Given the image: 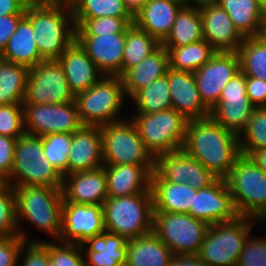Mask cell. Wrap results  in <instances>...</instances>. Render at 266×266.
I'll return each instance as SVG.
<instances>
[{
    "instance_id": "1",
    "label": "cell",
    "mask_w": 266,
    "mask_h": 266,
    "mask_svg": "<svg viewBox=\"0 0 266 266\" xmlns=\"http://www.w3.org/2000/svg\"><path fill=\"white\" fill-rule=\"evenodd\" d=\"M239 139L209 116L188 121L182 149L214 176L225 179L241 155Z\"/></svg>"
},
{
    "instance_id": "17",
    "label": "cell",
    "mask_w": 266,
    "mask_h": 266,
    "mask_svg": "<svg viewBox=\"0 0 266 266\" xmlns=\"http://www.w3.org/2000/svg\"><path fill=\"white\" fill-rule=\"evenodd\" d=\"M104 231L101 205L63 202L60 242L79 244L83 247L89 238Z\"/></svg>"
},
{
    "instance_id": "33",
    "label": "cell",
    "mask_w": 266,
    "mask_h": 266,
    "mask_svg": "<svg viewBox=\"0 0 266 266\" xmlns=\"http://www.w3.org/2000/svg\"><path fill=\"white\" fill-rule=\"evenodd\" d=\"M203 39L199 7L183 5L178 11L170 34L161 43L164 47H182Z\"/></svg>"
},
{
    "instance_id": "32",
    "label": "cell",
    "mask_w": 266,
    "mask_h": 266,
    "mask_svg": "<svg viewBox=\"0 0 266 266\" xmlns=\"http://www.w3.org/2000/svg\"><path fill=\"white\" fill-rule=\"evenodd\" d=\"M0 58L29 68L44 61L35 42L31 21L26 16L19 21Z\"/></svg>"
},
{
    "instance_id": "59",
    "label": "cell",
    "mask_w": 266,
    "mask_h": 266,
    "mask_svg": "<svg viewBox=\"0 0 266 266\" xmlns=\"http://www.w3.org/2000/svg\"><path fill=\"white\" fill-rule=\"evenodd\" d=\"M260 36L266 41V19L263 23V27H262V31H261Z\"/></svg>"
},
{
    "instance_id": "28",
    "label": "cell",
    "mask_w": 266,
    "mask_h": 266,
    "mask_svg": "<svg viewBox=\"0 0 266 266\" xmlns=\"http://www.w3.org/2000/svg\"><path fill=\"white\" fill-rule=\"evenodd\" d=\"M168 68V52L161 44L139 64L127 69L120 76L123 82L124 92L132 97L141 88L167 74Z\"/></svg>"
},
{
    "instance_id": "30",
    "label": "cell",
    "mask_w": 266,
    "mask_h": 266,
    "mask_svg": "<svg viewBox=\"0 0 266 266\" xmlns=\"http://www.w3.org/2000/svg\"><path fill=\"white\" fill-rule=\"evenodd\" d=\"M173 256L172 251L153 232L127 242L128 266H169Z\"/></svg>"
},
{
    "instance_id": "49",
    "label": "cell",
    "mask_w": 266,
    "mask_h": 266,
    "mask_svg": "<svg viewBox=\"0 0 266 266\" xmlns=\"http://www.w3.org/2000/svg\"><path fill=\"white\" fill-rule=\"evenodd\" d=\"M23 266H47L50 260L47 247L42 242H31L28 244Z\"/></svg>"
},
{
    "instance_id": "14",
    "label": "cell",
    "mask_w": 266,
    "mask_h": 266,
    "mask_svg": "<svg viewBox=\"0 0 266 266\" xmlns=\"http://www.w3.org/2000/svg\"><path fill=\"white\" fill-rule=\"evenodd\" d=\"M254 109L255 106L246 91V76L240 70L225 85L219 102L210 109V117L225 129L240 136Z\"/></svg>"
},
{
    "instance_id": "22",
    "label": "cell",
    "mask_w": 266,
    "mask_h": 266,
    "mask_svg": "<svg viewBox=\"0 0 266 266\" xmlns=\"http://www.w3.org/2000/svg\"><path fill=\"white\" fill-rule=\"evenodd\" d=\"M62 193L63 202L102 206L108 198L105 166L64 175Z\"/></svg>"
},
{
    "instance_id": "47",
    "label": "cell",
    "mask_w": 266,
    "mask_h": 266,
    "mask_svg": "<svg viewBox=\"0 0 266 266\" xmlns=\"http://www.w3.org/2000/svg\"><path fill=\"white\" fill-rule=\"evenodd\" d=\"M25 244L20 236L0 237V266H16Z\"/></svg>"
},
{
    "instance_id": "44",
    "label": "cell",
    "mask_w": 266,
    "mask_h": 266,
    "mask_svg": "<svg viewBox=\"0 0 266 266\" xmlns=\"http://www.w3.org/2000/svg\"><path fill=\"white\" fill-rule=\"evenodd\" d=\"M24 124L23 104L0 105V135L18 139L25 133Z\"/></svg>"
},
{
    "instance_id": "58",
    "label": "cell",
    "mask_w": 266,
    "mask_h": 266,
    "mask_svg": "<svg viewBox=\"0 0 266 266\" xmlns=\"http://www.w3.org/2000/svg\"><path fill=\"white\" fill-rule=\"evenodd\" d=\"M9 185L7 177L0 173V192Z\"/></svg>"
},
{
    "instance_id": "45",
    "label": "cell",
    "mask_w": 266,
    "mask_h": 266,
    "mask_svg": "<svg viewBox=\"0 0 266 266\" xmlns=\"http://www.w3.org/2000/svg\"><path fill=\"white\" fill-rule=\"evenodd\" d=\"M48 249L50 260L56 266H84V258L82 257L79 244L62 243V245L42 242Z\"/></svg>"
},
{
    "instance_id": "6",
    "label": "cell",
    "mask_w": 266,
    "mask_h": 266,
    "mask_svg": "<svg viewBox=\"0 0 266 266\" xmlns=\"http://www.w3.org/2000/svg\"><path fill=\"white\" fill-rule=\"evenodd\" d=\"M225 180L240 216L259 218L266 211V173L249 156L241 154Z\"/></svg>"
},
{
    "instance_id": "46",
    "label": "cell",
    "mask_w": 266,
    "mask_h": 266,
    "mask_svg": "<svg viewBox=\"0 0 266 266\" xmlns=\"http://www.w3.org/2000/svg\"><path fill=\"white\" fill-rule=\"evenodd\" d=\"M237 266H266V240L247 238Z\"/></svg>"
},
{
    "instance_id": "34",
    "label": "cell",
    "mask_w": 266,
    "mask_h": 266,
    "mask_svg": "<svg viewBox=\"0 0 266 266\" xmlns=\"http://www.w3.org/2000/svg\"><path fill=\"white\" fill-rule=\"evenodd\" d=\"M29 67L0 58V105L24 102Z\"/></svg>"
},
{
    "instance_id": "11",
    "label": "cell",
    "mask_w": 266,
    "mask_h": 266,
    "mask_svg": "<svg viewBox=\"0 0 266 266\" xmlns=\"http://www.w3.org/2000/svg\"><path fill=\"white\" fill-rule=\"evenodd\" d=\"M101 134L105 165H154L155 158L146 149L132 121L102 125Z\"/></svg>"
},
{
    "instance_id": "60",
    "label": "cell",
    "mask_w": 266,
    "mask_h": 266,
    "mask_svg": "<svg viewBox=\"0 0 266 266\" xmlns=\"http://www.w3.org/2000/svg\"><path fill=\"white\" fill-rule=\"evenodd\" d=\"M56 1L71 6L76 0H56Z\"/></svg>"
},
{
    "instance_id": "3",
    "label": "cell",
    "mask_w": 266,
    "mask_h": 266,
    "mask_svg": "<svg viewBox=\"0 0 266 266\" xmlns=\"http://www.w3.org/2000/svg\"><path fill=\"white\" fill-rule=\"evenodd\" d=\"M102 210L105 231L123 236L127 240L152 232V192L108 197L102 205Z\"/></svg>"
},
{
    "instance_id": "7",
    "label": "cell",
    "mask_w": 266,
    "mask_h": 266,
    "mask_svg": "<svg viewBox=\"0 0 266 266\" xmlns=\"http://www.w3.org/2000/svg\"><path fill=\"white\" fill-rule=\"evenodd\" d=\"M132 122L154 158L182 149L188 120L175 109L152 114L138 113Z\"/></svg>"
},
{
    "instance_id": "25",
    "label": "cell",
    "mask_w": 266,
    "mask_h": 266,
    "mask_svg": "<svg viewBox=\"0 0 266 266\" xmlns=\"http://www.w3.org/2000/svg\"><path fill=\"white\" fill-rule=\"evenodd\" d=\"M108 197H123L151 192L154 165H104Z\"/></svg>"
},
{
    "instance_id": "18",
    "label": "cell",
    "mask_w": 266,
    "mask_h": 266,
    "mask_svg": "<svg viewBox=\"0 0 266 266\" xmlns=\"http://www.w3.org/2000/svg\"><path fill=\"white\" fill-rule=\"evenodd\" d=\"M188 214L208 225L230 222L240 216L223 178H217L208 187L197 190Z\"/></svg>"
},
{
    "instance_id": "57",
    "label": "cell",
    "mask_w": 266,
    "mask_h": 266,
    "mask_svg": "<svg viewBox=\"0 0 266 266\" xmlns=\"http://www.w3.org/2000/svg\"><path fill=\"white\" fill-rule=\"evenodd\" d=\"M182 1H183L184 5H186V6H188V3H190V2H187L189 0H182ZM192 1L197 3L198 7L202 6V5H205V4H214V3L217 2V0H192Z\"/></svg>"
},
{
    "instance_id": "63",
    "label": "cell",
    "mask_w": 266,
    "mask_h": 266,
    "mask_svg": "<svg viewBox=\"0 0 266 266\" xmlns=\"http://www.w3.org/2000/svg\"><path fill=\"white\" fill-rule=\"evenodd\" d=\"M47 266H56V265L51 260H49Z\"/></svg>"
},
{
    "instance_id": "21",
    "label": "cell",
    "mask_w": 266,
    "mask_h": 266,
    "mask_svg": "<svg viewBox=\"0 0 266 266\" xmlns=\"http://www.w3.org/2000/svg\"><path fill=\"white\" fill-rule=\"evenodd\" d=\"M168 83L172 108L188 121L210 116V109L203 103L194 73L168 68Z\"/></svg>"
},
{
    "instance_id": "23",
    "label": "cell",
    "mask_w": 266,
    "mask_h": 266,
    "mask_svg": "<svg viewBox=\"0 0 266 266\" xmlns=\"http://www.w3.org/2000/svg\"><path fill=\"white\" fill-rule=\"evenodd\" d=\"M103 148L100 126H83L71 137L67 174L91 171L102 167Z\"/></svg>"
},
{
    "instance_id": "10",
    "label": "cell",
    "mask_w": 266,
    "mask_h": 266,
    "mask_svg": "<svg viewBox=\"0 0 266 266\" xmlns=\"http://www.w3.org/2000/svg\"><path fill=\"white\" fill-rule=\"evenodd\" d=\"M208 228L190 214L153 212L152 232L174 255H198Z\"/></svg>"
},
{
    "instance_id": "41",
    "label": "cell",
    "mask_w": 266,
    "mask_h": 266,
    "mask_svg": "<svg viewBox=\"0 0 266 266\" xmlns=\"http://www.w3.org/2000/svg\"><path fill=\"white\" fill-rule=\"evenodd\" d=\"M71 133L46 134L41 136L43 155L64 176L67 175Z\"/></svg>"
},
{
    "instance_id": "24",
    "label": "cell",
    "mask_w": 266,
    "mask_h": 266,
    "mask_svg": "<svg viewBox=\"0 0 266 266\" xmlns=\"http://www.w3.org/2000/svg\"><path fill=\"white\" fill-rule=\"evenodd\" d=\"M57 61L63 68L69 88L74 96L87 91L104 76L76 40L61 54ZM97 75H101L100 78Z\"/></svg>"
},
{
    "instance_id": "39",
    "label": "cell",
    "mask_w": 266,
    "mask_h": 266,
    "mask_svg": "<svg viewBox=\"0 0 266 266\" xmlns=\"http://www.w3.org/2000/svg\"><path fill=\"white\" fill-rule=\"evenodd\" d=\"M132 99L136 102L138 113L152 114L172 108L168 74L138 90Z\"/></svg>"
},
{
    "instance_id": "15",
    "label": "cell",
    "mask_w": 266,
    "mask_h": 266,
    "mask_svg": "<svg viewBox=\"0 0 266 266\" xmlns=\"http://www.w3.org/2000/svg\"><path fill=\"white\" fill-rule=\"evenodd\" d=\"M239 71L237 52H216L205 65L194 72L200 97L209 109L219 102L225 85Z\"/></svg>"
},
{
    "instance_id": "54",
    "label": "cell",
    "mask_w": 266,
    "mask_h": 266,
    "mask_svg": "<svg viewBox=\"0 0 266 266\" xmlns=\"http://www.w3.org/2000/svg\"><path fill=\"white\" fill-rule=\"evenodd\" d=\"M249 157L266 173V148L252 152Z\"/></svg>"
},
{
    "instance_id": "40",
    "label": "cell",
    "mask_w": 266,
    "mask_h": 266,
    "mask_svg": "<svg viewBox=\"0 0 266 266\" xmlns=\"http://www.w3.org/2000/svg\"><path fill=\"white\" fill-rule=\"evenodd\" d=\"M242 134L244 143L239 139L242 155L249 156L254 151L266 148V107H255Z\"/></svg>"
},
{
    "instance_id": "43",
    "label": "cell",
    "mask_w": 266,
    "mask_h": 266,
    "mask_svg": "<svg viewBox=\"0 0 266 266\" xmlns=\"http://www.w3.org/2000/svg\"><path fill=\"white\" fill-rule=\"evenodd\" d=\"M17 225L16 195L14 187L9 184L0 192V237L20 236L27 242Z\"/></svg>"
},
{
    "instance_id": "53",
    "label": "cell",
    "mask_w": 266,
    "mask_h": 266,
    "mask_svg": "<svg viewBox=\"0 0 266 266\" xmlns=\"http://www.w3.org/2000/svg\"><path fill=\"white\" fill-rule=\"evenodd\" d=\"M25 14L24 6L18 0H0V16Z\"/></svg>"
},
{
    "instance_id": "19",
    "label": "cell",
    "mask_w": 266,
    "mask_h": 266,
    "mask_svg": "<svg viewBox=\"0 0 266 266\" xmlns=\"http://www.w3.org/2000/svg\"><path fill=\"white\" fill-rule=\"evenodd\" d=\"M202 18L203 39L208 41L216 52H237L243 37L234 27L225 9L217 3L199 6Z\"/></svg>"
},
{
    "instance_id": "16",
    "label": "cell",
    "mask_w": 266,
    "mask_h": 266,
    "mask_svg": "<svg viewBox=\"0 0 266 266\" xmlns=\"http://www.w3.org/2000/svg\"><path fill=\"white\" fill-rule=\"evenodd\" d=\"M154 172L165 181L189 184L197 190L208 187L217 179L183 149L156 156Z\"/></svg>"
},
{
    "instance_id": "51",
    "label": "cell",
    "mask_w": 266,
    "mask_h": 266,
    "mask_svg": "<svg viewBox=\"0 0 266 266\" xmlns=\"http://www.w3.org/2000/svg\"><path fill=\"white\" fill-rule=\"evenodd\" d=\"M25 14H12L0 16V54L5 49L8 40L16 31L19 21Z\"/></svg>"
},
{
    "instance_id": "29",
    "label": "cell",
    "mask_w": 266,
    "mask_h": 266,
    "mask_svg": "<svg viewBox=\"0 0 266 266\" xmlns=\"http://www.w3.org/2000/svg\"><path fill=\"white\" fill-rule=\"evenodd\" d=\"M127 242L125 237L108 231L89 238L84 242L89 244V248L85 250L88 261H84V266H120L126 264Z\"/></svg>"
},
{
    "instance_id": "9",
    "label": "cell",
    "mask_w": 266,
    "mask_h": 266,
    "mask_svg": "<svg viewBox=\"0 0 266 266\" xmlns=\"http://www.w3.org/2000/svg\"><path fill=\"white\" fill-rule=\"evenodd\" d=\"M124 100L121 77L104 75L87 91L78 93L75 102L84 126H102L116 121Z\"/></svg>"
},
{
    "instance_id": "52",
    "label": "cell",
    "mask_w": 266,
    "mask_h": 266,
    "mask_svg": "<svg viewBox=\"0 0 266 266\" xmlns=\"http://www.w3.org/2000/svg\"><path fill=\"white\" fill-rule=\"evenodd\" d=\"M169 266H207L198 255H174Z\"/></svg>"
},
{
    "instance_id": "4",
    "label": "cell",
    "mask_w": 266,
    "mask_h": 266,
    "mask_svg": "<svg viewBox=\"0 0 266 266\" xmlns=\"http://www.w3.org/2000/svg\"><path fill=\"white\" fill-rule=\"evenodd\" d=\"M14 176L17 183L13 185L10 181ZM7 179L12 187L63 186V176L43 155L41 137L26 132L16 141L12 173Z\"/></svg>"
},
{
    "instance_id": "5",
    "label": "cell",
    "mask_w": 266,
    "mask_h": 266,
    "mask_svg": "<svg viewBox=\"0 0 266 266\" xmlns=\"http://www.w3.org/2000/svg\"><path fill=\"white\" fill-rule=\"evenodd\" d=\"M17 221L22 216L55 238L61 235L62 189L46 186L14 187ZM19 217V218H18Z\"/></svg>"
},
{
    "instance_id": "36",
    "label": "cell",
    "mask_w": 266,
    "mask_h": 266,
    "mask_svg": "<svg viewBox=\"0 0 266 266\" xmlns=\"http://www.w3.org/2000/svg\"><path fill=\"white\" fill-rule=\"evenodd\" d=\"M74 27L86 19L100 17H133L123 0H76L72 5Z\"/></svg>"
},
{
    "instance_id": "12",
    "label": "cell",
    "mask_w": 266,
    "mask_h": 266,
    "mask_svg": "<svg viewBox=\"0 0 266 266\" xmlns=\"http://www.w3.org/2000/svg\"><path fill=\"white\" fill-rule=\"evenodd\" d=\"M75 101L62 66L46 60L29 68L23 103L63 104Z\"/></svg>"
},
{
    "instance_id": "38",
    "label": "cell",
    "mask_w": 266,
    "mask_h": 266,
    "mask_svg": "<svg viewBox=\"0 0 266 266\" xmlns=\"http://www.w3.org/2000/svg\"><path fill=\"white\" fill-rule=\"evenodd\" d=\"M237 54L246 77L266 82V41L261 36L244 38Z\"/></svg>"
},
{
    "instance_id": "8",
    "label": "cell",
    "mask_w": 266,
    "mask_h": 266,
    "mask_svg": "<svg viewBox=\"0 0 266 266\" xmlns=\"http://www.w3.org/2000/svg\"><path fill=\"white\" fill-rule=\"evenodd\" d=\"M239 216L230 222L209 225L198 256L207 266H237L251 223Z\"/></svg>"
},
{
    "instance_id": "62",
    "label": "cell",
    "mask_w": 266,
    "mask_h": 266,
    "mask_svg": "<svg viewBox=\"0 0 266 266\" xmlns=\"http://www.w3.org/2000/svg\"><path fill=\"white\" fill-rule=\"evenodd\" d=\"M260 219H261V220H262V219H264V220L266 219V212H264V213L259 217V220H260Z\"/></svg>"
},
{
    "instance_id": "48",
    "label": "cell",
    "mask_w": 266,
    "mask_h": 266,
    "mask_svg": "<svg viewBox=\"0 0 266 266\" xmlns=\"http://www.w3.org/2000/svg\"><path fill=\"white\" fill-rule=\"evenodd\" d=\"M17 139L0 135V173L9 177L12 173Z\"/></svg>"
},
{
    "instance_id": "35",
    "label": "cell",
    "mask_w": 266,
    "mask_h": 266,
    "mask_svg": "<svg viewBox=\"0 0 266 266\" xmlns=\"http://www.w3.org/2000/svg\"><path fill=\"white\" fill-rule=\"evenodd\" d=\"M169 57V67L194 73L205 65L216 53L211 44L202 39L182 47H165Z\"/></svg>"
},
{
    "instance_id": "55",
    "label": "cell",
    "mask_w": 266,
    "mask_h": 266,
    "mask_svg": "<svg viewBox=\"0 0 266 266\" xmlns=\"http://www.w3.org/2000/svg\"><path fill=\"white\" fill-rule=\"evenodd\" d=\"M146 1L147 0H123V3L128 10L134 14L145 4Z\"/></svg>"
},
{
    "instance_id": "13",
    "label": "cell",
    "mask_w": 266,
    "mask_h": 266,
    "mask_svg": "<svg viewBox=\"0 0 266 266\" xmlns=\"http://www.w3.org/2000/svg\"><path fill=\"white\" fill-rule=\"evenodd\" d=\"M22 104L26 133L40 137L56 133L73 134L84 126L75 101L63 104Z\"/></svg>"
},
{
    "instance_id": "50",
    "label": "cell",
    "mask_w": 266,
    "mask_h": 266,
    "mask_svg": "<svg viewBox=\"0 0 266 266\" xmlns=\"http://www.w3.org/2000/svg\"><path fill=\"white\" fill-rule=\"evenodd\" d=\"M246 91L255 107H266V82L253 77H246Z\"/></svg>"
},
{
    "instance_id": "61",
    "label": "cell",
    "mask_w": 266,
    "mask_h": 266,
    "mask_svg": "<svg viewBox=\"0 0 266 266\" xmlns=\"http://www.w3.org/2000/svg\"><path fill=\"white\" fill-rule=\"evenodd\" d=\"M263 2V13H264V17L266 19V0H262Z\"/></svg>"
},
{
    "instance_id": "42",
    "label": "cell",
    "mask_w": 266,
    "mask_h": 266,
    "mask_svg": "<svg viewBox=\"0 0 266 266\" xmlns=\"http://www.w3.org/2000/svg\"><path fill=\"white\" fill-rule=\"evenodd\" d=\"M133 23V17H100L86 19L75 27L76 36H100L113 33H126Z\"/></svg>"
},
{
    "instance_id": "27",
    "label": "cell",
    "mask_w": 266,
    "mask_h": 266,
    "mask_svg": "<svg viewBox=\"0 0 266 266\" xmlns=\"http://www.w3.org/2000/svg\"><path fill=\"white\" fill-rule=\"evenodd\" d=\"M153 212L186 213L193 205L197 189L189 184H175L161 179L155 172L151 174Z\"/></svg>"
},
{
    "instance_id": "37",
    "label": "cell",
    "mask_w": 266,
    "mask_h": 266,
    "mask_svg": "<svg viewBox=\"0 0 266 266\" xmlns=\"http://www.w3.org/2000/svg\"><path fill=\"white\" fill-rule=\"evenodd\" d=\"M160 45L161 43L155 37L132 23L126 30L122 74L132 66L139 64Z\"/></svg>"
},
{
    "instance_id": "26",
    "label": "cell",
    "mask_w": 266,
    "mask_h": 266,
    "mask_svg": "<svg viewBox=\"0 0 266 266\" xmlns=\"http://www.w3.org/2000/svg\"><path fill=\"white\" fill-rule=\"evenodd\" d=\"M182 0H147L133 14V23L162 43L172 30Z\"/></svg>"
},
{
    "instance_id": "2",
    "label": "cell",
    "mask_w": 266,
    "mask_h": 266,
    "mask_svg": "<svg viewBox=\"0 0 266 266\" xmlns=\"http://www.w3.org/2000/svg\"><path fill=\"white\" fill-rule=\"evenodd\" d=\"M25 16L31 21L35 42L44 61L57 60L75 41V27L66 29L68 16L74 26L71 6L55 0L43 6L25 8Z\"/></svg>"
},
{
    "instance_id": "20",
    "label": "cell",
    "mask_w": 266,
    "mask_h": 266,
    "mask_svg": "<svg viewBox=\"0 0 266 266\" xmlns=\"http://www.w3.org/2000/svg\"><path fill=\"white\" fill-rule=\"evenodd\" d=\"M75 40L104 75L119 77L122 75L126 33L76 36Z\"/></svg>"
},
{
    "instance_id": "31",
    "label": "cell",
    "mask_w": 266,
    "mask_h": 266,
    "mask_svg": "<svg viewBox=\"0 0 266 266\" xmlns=\"http://www.w3.org/2000/svg\"><path fill=\"white\" fill-rule=\"evenodd\" d=\"M243 38L260 36L265 21L262 0H217Z\"/></svg>"
},
{
    "instance_id": "56",
    "label": "cell",
    "mask_w": 266,
    "mask_h": 266,
    "mask_svg": "<svg viewBox=\"0 0 266 266\" xmlns=\"http://www.w3.org/2000/svg\"><path fill=\"white\" fill-rule=\"evenodd\" d=\"M24 8L39 7L48 4L52 0H18Z\"/></svg>"
}]
</instances>
